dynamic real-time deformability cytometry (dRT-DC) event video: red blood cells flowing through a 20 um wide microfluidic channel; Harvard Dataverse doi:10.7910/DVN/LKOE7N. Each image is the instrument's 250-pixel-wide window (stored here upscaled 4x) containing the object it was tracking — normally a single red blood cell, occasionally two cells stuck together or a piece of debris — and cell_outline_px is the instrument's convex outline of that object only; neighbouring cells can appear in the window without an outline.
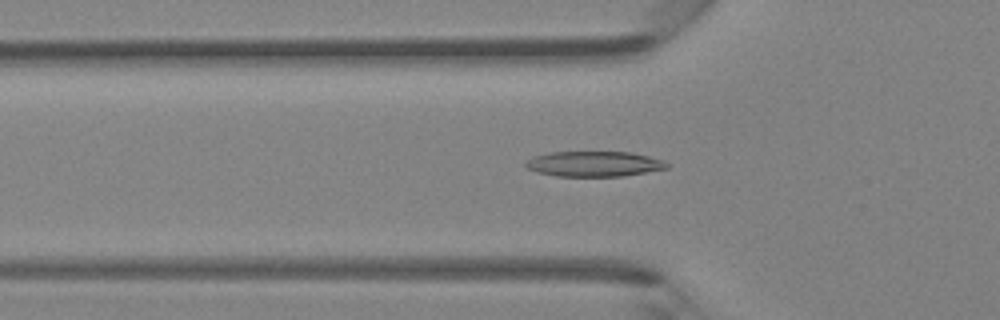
{"species": "Egyptian fruit bat (a non-hibernating species)", "species_latin": "Rousettus aegyptiacus", "temperature_condition": "room temperature", "stored_images_in_passage": 45, "camera_frame_rate_fps": 3000, "um_per_image_px": 0.085, "animal": {"sex": "female"}, "frame": {"image": 1, "passage_image": 15, "time_ms": 4.667, "image_size_px": [1000, 320], "cell_outline_px": [[668, 168], [624, 176], [556, 176], [536, 172], [524, 168], [524, 164], [532, 156], [552, 152], [632, 152], [664, 160], [668, 164]], "centroid_in_image_um": [50.47, 13.93], "position_along_channel_um": 75.3, "area_um2": 20.92}}
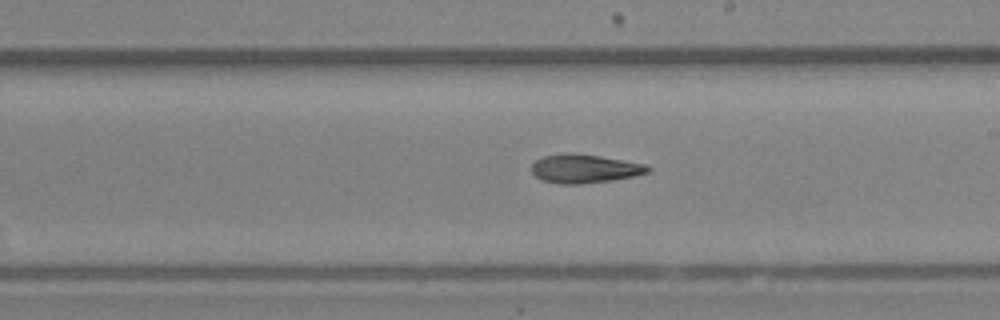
{"frame": {"image": 2, "passage_image": 26, "time_ms": 8.333, "image_size_px": [1000, 320], "cell_outline_px": [[652, 168], [648, 172], [632, 176], [612, 180], [580, 184], [556, 184], [544, 180], [536, 176], [532, 172], [532, 164], [536, 160], [544, 156], [564, 152], [572, 152], [600, 156], [644, 164]], "centroid_in_image_um": [49.65, 14.33], "position_along_channel_um": 239.3, "area_um2": 19.36}}
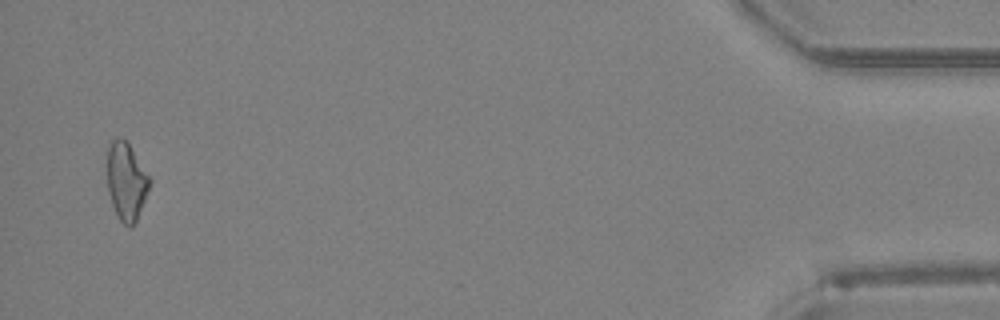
{"frame": {"image": 3, "passage_image": 44, "time_ms": 14.333, "image_size_px": [1000, 320], "cell_outline_px": [[152, 180], [148, 192], [136, 220], [132, 228], [128, 228], [120, 220], [112, 204], [108, 192], [108, 144], [116, 136], [120, 136], [128, 144]], "centroid_in_image_um": [10.74, 15.42], "position_along_channel_um": 424.5, "area_um2": 19.02}}